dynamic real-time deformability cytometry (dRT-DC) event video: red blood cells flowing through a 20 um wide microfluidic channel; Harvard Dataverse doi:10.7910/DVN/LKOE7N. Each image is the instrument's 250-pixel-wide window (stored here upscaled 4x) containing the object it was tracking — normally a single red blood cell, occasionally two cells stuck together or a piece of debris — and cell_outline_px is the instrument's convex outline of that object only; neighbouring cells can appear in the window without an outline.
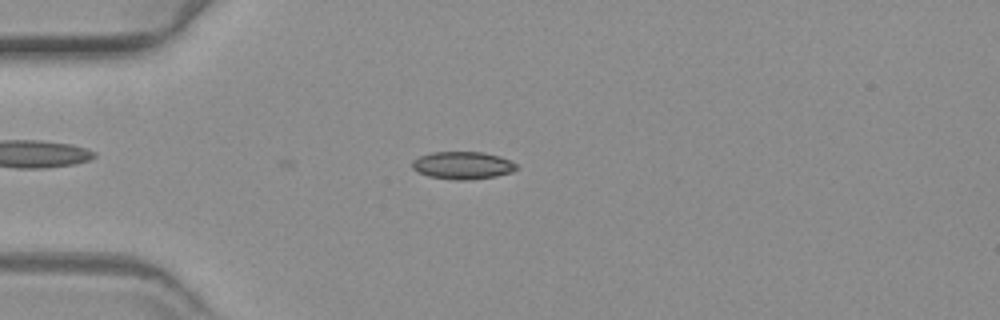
{"species": "common noctule bat (a hibernating species)", "species_latin": "Nyctalus noctula", "temperature_condition": "warm", "stored_images_in_passage": 3, "camera_frame_rate_fps": 3000, "um_per_image_px": 0.085, "animal": {"sex": "female", "body_mass_g": 19.3, "forearm_length_mm": 54.1}, "frame": {"image": 1, "passage_image": 3, "time_ms": 0.667, "image_size_px": [1000, 320], "cell_outline_px": [[516, 168], [512, 172], [496, 176], [468, 180], [452, 180], [428, 176], [412, 168], [412, 160], [420, 156], [432, 152], [484, 152], [500, 156], [516, 164]], "centroid_in_image_um": [39.31, 14.06], "position_along_channel_um": 45.7, "area_um2": 16.7}}